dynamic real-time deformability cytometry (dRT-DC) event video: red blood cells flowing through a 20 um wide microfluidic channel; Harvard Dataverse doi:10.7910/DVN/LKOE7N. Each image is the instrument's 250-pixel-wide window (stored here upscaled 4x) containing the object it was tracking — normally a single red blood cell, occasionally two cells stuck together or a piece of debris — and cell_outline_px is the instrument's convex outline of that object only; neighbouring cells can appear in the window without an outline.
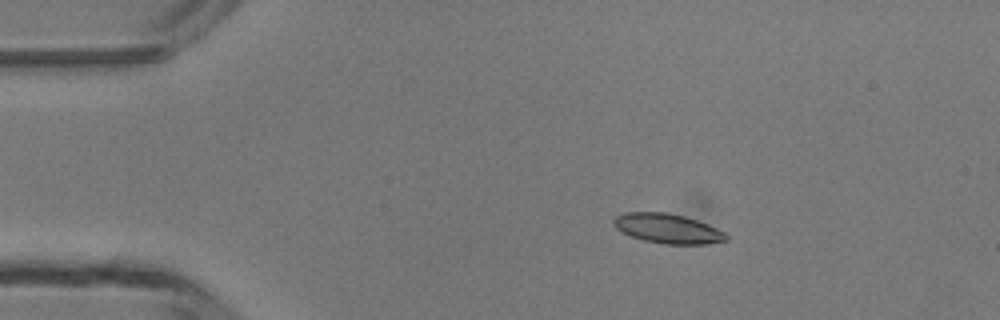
{"species": "common noctule bat (a hibernating species)", "species_latin": "Nyctalus noctula", "temperature_condition": "room temperature", "stored_images_in_passage": 41, "camera_frame_rate_fps": 3000, "um_per_image_px": 0.085, "animal": {"sex": "male", "body_mass_g": 13.3}, "frame": {"image": 1, "passage_image": 2, "time_ms": 0.333, "image_size_px": [1000, 320], "cell_outline_px": [[728, 240], [704, 244], [664, 244], [644, 240], [632, 236], [616, 228], [612, 224], [612, 220], [616, 216], [624, 212], [664, 212], [684, 216], [708, 224], [724, 232], [728, 236]], "centroid_in_image_um": [56.74, 19.42], "position_along_channel_um": 28.3, "area_um2": 19.31}}
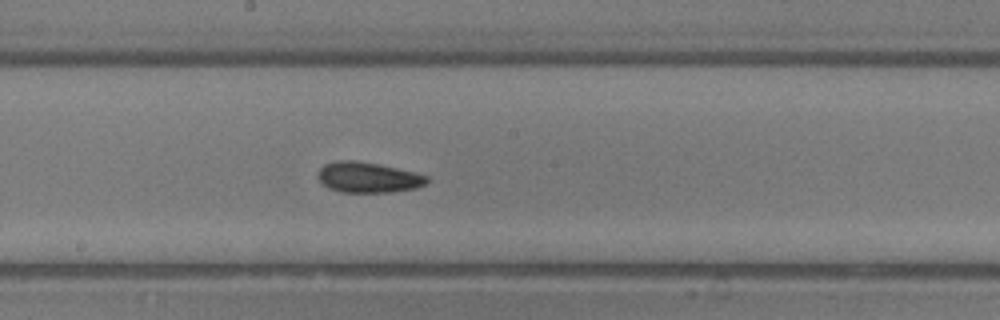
{"frame": {"image": 2, "passage_image": 19, "time_ms": 6.0, "image_size_px": [1000, 320], "cell_outline_px": [[428, 184], [416, 188], [392, 192], [340, 192], [328, 188], [320, 180], [316, 172], [324, 164], [336, 160], [352, 160], [380, 164], [416, 172], [428, 176]], "centroid_in_image_um": [31.3, 15.07], "position_along_channel_um": 216.9, "area_um2": 19.59}}
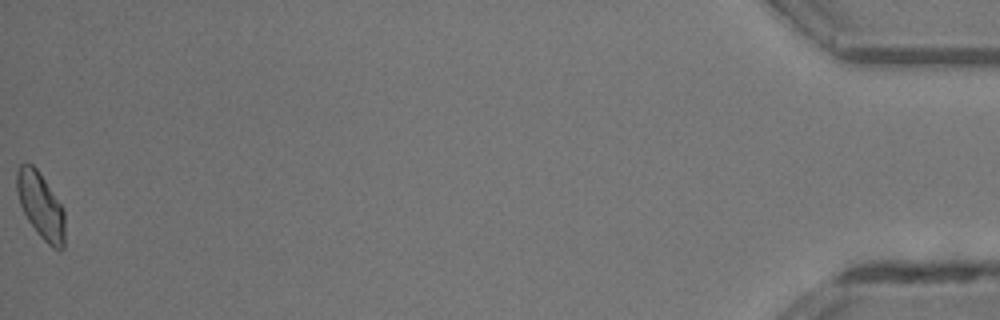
{"frame": {"image": 3, "passage_image": 41, "time_ms": 13.333, "image_size_px": [1000, 320], "cell_outline_px": [[64, 248], [60, 252], [52, 248], [36, 232], [28, 220], [20, 204], [16, 192], [16, 172], [20, 164], [24, 160], [32, 164], [36, 168], [64, 208]], "centroid_in_image_um": [3.45, 17.48], "position_along_channel_um": 431.7, "area_um2": 18.73}, "authors_computed_cell_mechanics": {"area_um2": 18.6116, "velocity_mm_per_s": 4.3719, "shape_relaxation_time_tau1_ms": 3.0177, "shape_relaxation_time_tau2_ms": 3.5895, "deformation_change_tau1": 0.1157, "deformation_change_tau2": 0.0985}}